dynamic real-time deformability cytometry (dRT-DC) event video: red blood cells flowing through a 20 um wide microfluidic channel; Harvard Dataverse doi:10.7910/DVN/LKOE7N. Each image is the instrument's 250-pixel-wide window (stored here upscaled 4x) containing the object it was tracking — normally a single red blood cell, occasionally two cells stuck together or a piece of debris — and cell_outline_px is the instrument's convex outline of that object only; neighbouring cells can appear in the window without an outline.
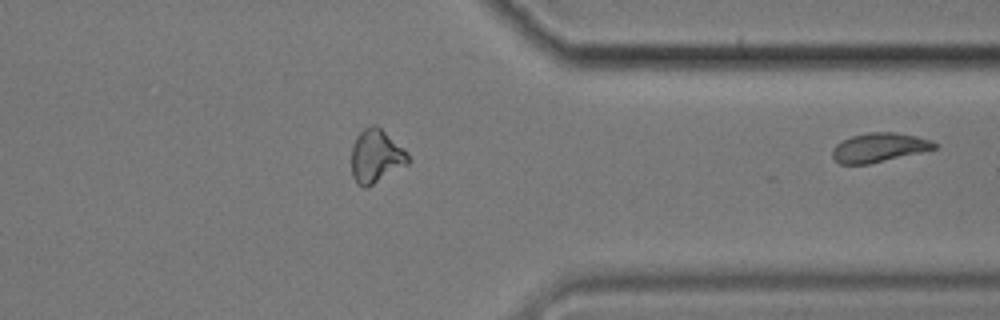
{"species": "common noctule bat (a hibernating species)", "species_latin": "Nyctalus noctula", "temperature_condition": "cold", "stored_images_in_passage": 25, "segment_of_instrument_passage": [2, 2], "camera_frame_rate_fps": 3000, "um_per_image_px": 0.085, "animal": {"sex": "male", "body_mass_g": 17.9}, "frame": {"image": 1, "passage_image": 25, "time_ms": 8.0, "image_size_px": [1000, 320], "cell_outline_px": [[940, 144], [936, 148], [868, 164], [840, 164], [832, 156], [832, 148], [836, 144], [852, 136], [868, 132], [896, 132], [916, 136], [932, 140]], "centroid_in_image_um": [74.73, 12.52], "position_along_channel_um": 336.7, "area_um2": 17.17}}